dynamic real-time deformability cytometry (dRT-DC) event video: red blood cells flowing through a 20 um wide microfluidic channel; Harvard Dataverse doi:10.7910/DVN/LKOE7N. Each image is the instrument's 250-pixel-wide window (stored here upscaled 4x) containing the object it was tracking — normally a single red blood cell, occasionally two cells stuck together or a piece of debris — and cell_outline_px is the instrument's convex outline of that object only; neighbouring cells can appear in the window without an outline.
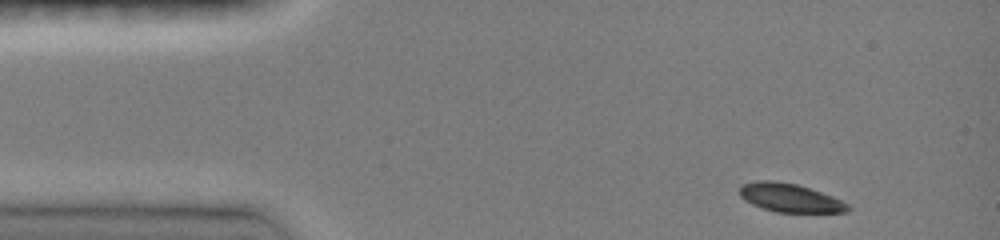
{"species": "common noctule bat (a hibernating species)", "species_latin": "Nyctalus noctula", "temperature_condition": "room temperature", "stored_images_in_passage": 13, "camera_frame_rate_fps": 3000, "um_per_image_px": 0.085, "animal": {"sex": "female", "body_mass_g": 19.0, "forearm_length_mm": 51.5}, "frame": {"image": 1, "passage_image": 1, "time_ms": 0.0, "image_size_px": [1000, 240], "cell_outline_px": [[852, 208], [848, 212], [776, 212], [752, 204], [744, 200], [740, 196], [740, 184], [756, 180], [772, 180], [796, 184], [832, 196], [848, 204]], "centroid_in_image_um": [67.12, 16.81], "position_along_channel_um": 17.9, "area_um2": 17.92}}
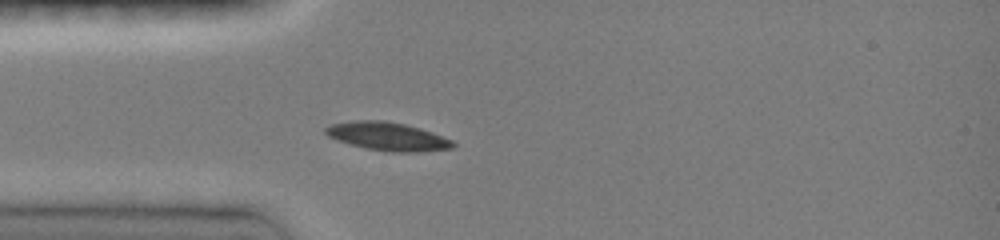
{"frame": {"image": 2, "passage_image": 11, "time_ms": 2.667, "image_size_px": [1000, 240], "cell_outline_px": [[456, 144], [452, 148], [420, 152], [392, 152], [368, 148], [336, 140], [328, 136], [324, 132], [324, 128], [332, 124], [352, 120], [384, 120], [404, 124], [420, 128], [432, 132], [452, 140]], "centroid_in_image_um": [32.95, 11.58], "position_along_channel_um": 52.1, "area_um2": 20.92}}